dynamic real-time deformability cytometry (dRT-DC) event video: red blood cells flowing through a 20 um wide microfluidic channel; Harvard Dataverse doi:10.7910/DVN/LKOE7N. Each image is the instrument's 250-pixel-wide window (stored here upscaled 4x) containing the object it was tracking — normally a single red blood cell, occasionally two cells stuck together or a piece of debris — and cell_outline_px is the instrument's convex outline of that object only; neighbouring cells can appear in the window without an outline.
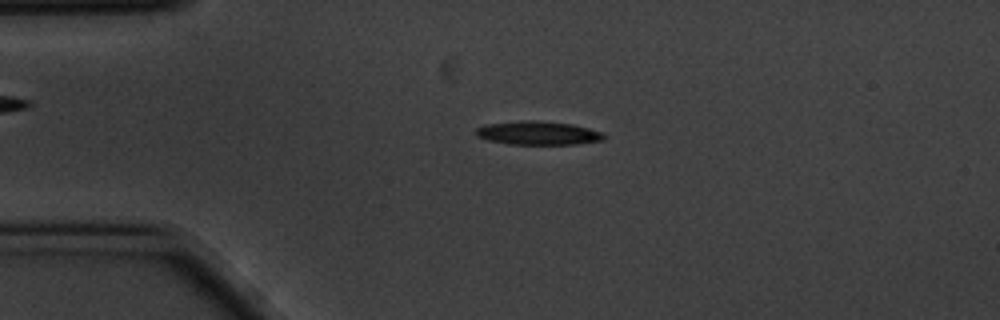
{"species": "common noctule bat (a hibernating species)", "species_latin": "Nyctalus noctula", "temperature_condition": "cold", "stored_images_in_passage": 56, "camera_frame_rate_fps": 3000, "um_per_image_px": 0.085, "animal": {"sex": "male", "body_mass_g": 20.1, "forearm_length_mm": 53.5}, "frame": {"image": 1, "passage_image": 12, "time_ms": 3.667, "image_size_px": [1000, 320], "cell_outline_px": [[608, 136], [604, 140], [580, 144], [508, 144], [488, 140], [476, 136], [476, 128], [488, 124], [528, 120], [540, 120], [572, 124], [604, 132]], "centroid_in_image_um": [45.81, 11.31], "position_along_channel_um": 39.2, "area_um2": 17.74}}
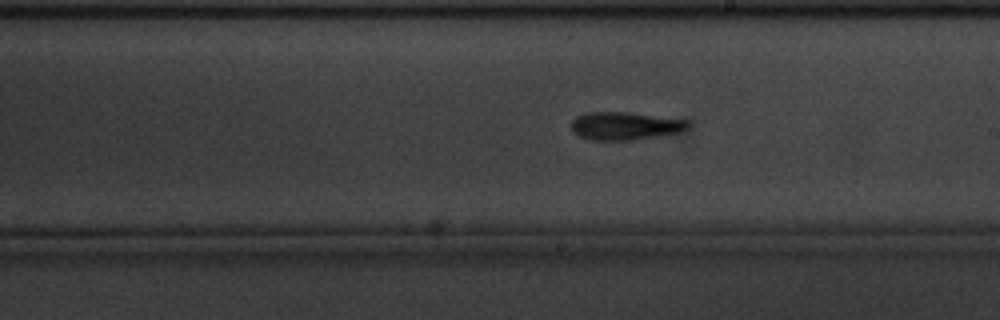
{"frame": {"image": 2, "passage_image": 31, "time_ms": 10.0, "image_size_px": [1000, 320], "cell_outline_px": [[688, 128], [680, 132], [632, 140], [592, 140], [580, 136], [572, 132], [572, 120], [576, 116], [588, 112], [628, 112], [688, 120]], "centroid_in_image_um": [53.1, 10.7], "position_along_channel_um": 235.9, "area_um2": 18.9}}
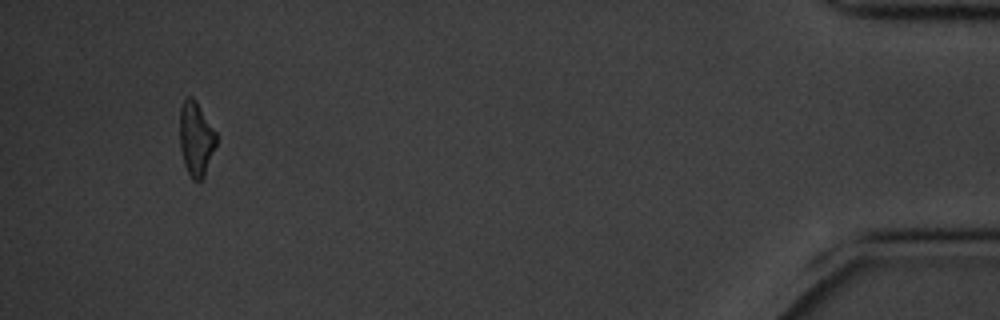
{"frame": {"image": 3, "passage_image": 53, "time_ms": 17.333, "image_size_px": [1000, 320], "cell_outline_px": [[216, 144], [204, 176], [200, 180], [192, 180], [184, 164], [180, 148], [180, 104], [188, 96], [192, 96], [196, 100], [216, 132]], "centroid_in_image_um": [16.64, 11.76], "position_along_channel_um": 418.6, "area_um2": 15.72}, "authors_computed_cell_mechanics": {"area_um2": 17.3111, "velocity_mm_per_s": 3.4967, "shape_relaxation_time_tau1_ms": 3.172, "shape_relaxation_time_tau2_ms": null, "deformation_change_tau1": 0.1634, "deformation_change_tau2": null}}